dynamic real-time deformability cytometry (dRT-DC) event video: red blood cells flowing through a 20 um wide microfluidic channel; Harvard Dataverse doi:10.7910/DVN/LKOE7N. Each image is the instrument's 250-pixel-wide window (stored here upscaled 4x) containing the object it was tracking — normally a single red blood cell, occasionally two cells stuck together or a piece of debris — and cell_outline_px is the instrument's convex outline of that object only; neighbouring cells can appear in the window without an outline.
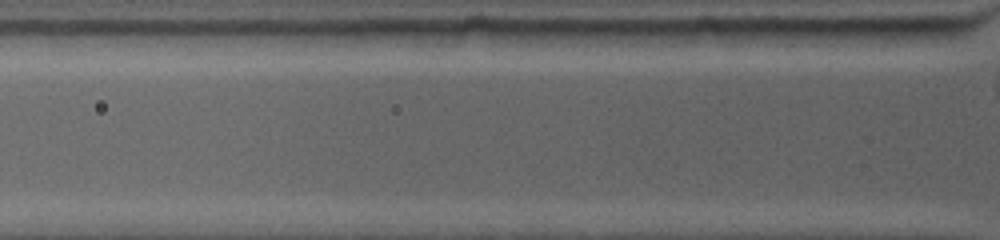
{"species": "common noctule bat (a hibernating species)", "species_latin": "Nyctalus noctula", "temperature_condition": "warm", "stored_images_in_passage": 2, "camera_frame_rate_fps": 4500, "um_per_image_px": 0.085, "animal": {"sex": "female", "body_mass_g": 19.0, "forearm_length_mm": 53.3}, "frame": {"image": 1, "passage_image": 2, "time_ms": 0.444, "image_size_px": [1000, 240], "cell_outline_px": [[748, 44], [744, 48], [660, 44], [644, 32], [692, 28], [748, 28]], "centroid_in_image_um": [59.76, 3.16], "position_along_channel_um": 66.0, "area_um2": 11.91}}